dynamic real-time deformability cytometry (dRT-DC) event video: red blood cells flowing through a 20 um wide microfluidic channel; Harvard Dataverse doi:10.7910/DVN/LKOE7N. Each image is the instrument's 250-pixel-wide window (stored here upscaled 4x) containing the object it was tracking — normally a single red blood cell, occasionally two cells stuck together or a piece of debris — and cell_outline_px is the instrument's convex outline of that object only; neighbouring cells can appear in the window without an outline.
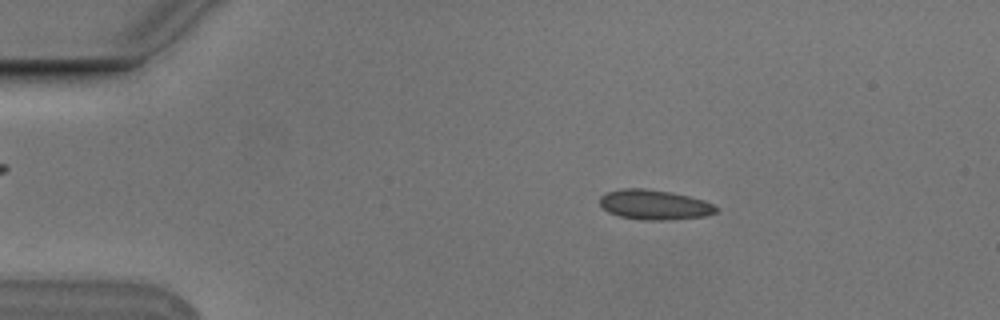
{"species": "Egyptian fruit bat (a non-hibernating species)", "species_latin": "Rousettus aegyptiacus", "temperature_condition": "cold", "stored_images_in_passage": 4, "camera_frame_rate_fps": 3000, "um_per_image_px": 0.085, "animal": {"sex": "male"}, "frame": {"image": 1, "passage_image": 2, "time_ms": 0.333, "image_size_px": [1000, 320], "cell_outline_px": [[716, 212], [708, 216], [668, 220], [644, 220], [620, 216], [608, 212], [600, 204], [600, 196], [604, 192], [620, 188], [644, 188], [672, 192], [704, 200], [712, 204], [716, 208]], "centroid_in_image_um": [55.6, 17.39], "position_along_channel_um": 29.4, "area_um2": 20.35}}